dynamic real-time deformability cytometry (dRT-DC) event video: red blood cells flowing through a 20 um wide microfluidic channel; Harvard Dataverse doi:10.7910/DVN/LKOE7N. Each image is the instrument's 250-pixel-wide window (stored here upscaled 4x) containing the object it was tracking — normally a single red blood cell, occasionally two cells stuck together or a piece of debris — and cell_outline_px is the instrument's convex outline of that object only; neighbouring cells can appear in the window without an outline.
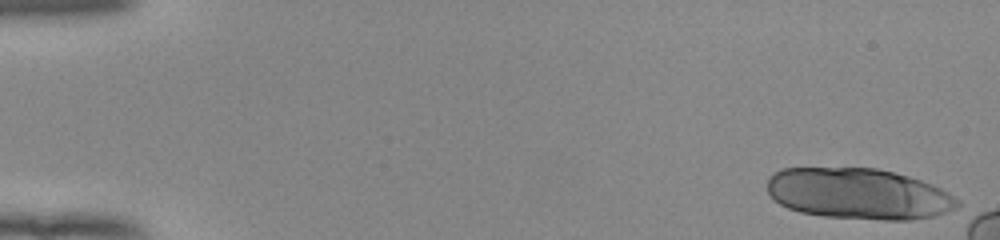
{"species": "human", "species_latin": "Homo sapiens", "temperature_condition": "room temperature", "stored_images_in_passage": 14, "camera_frame_rate_fps": 3000, "um_per_image_px": 0.085, "donor": {"sex": "female"}, "frame": {"image": 1, "passage_image": 1, "time_ms": 0.0, "image_size_px": [1000, 240], "cell_outline_px": [[960, 204], [956, 208], [936, 216], [908, 220], [884, 220], [824, 216], [800, 212], [788, 208], [772, 200], [768, 192], [768, 176], [780, 168], [876, 168], [908, 176], [932, 184], [948, 192], [960, 200]], "centroid_in_image_um": [72.96, 16.47], "position_along_channel_um": 12.0, "area_um2": 56.76}}